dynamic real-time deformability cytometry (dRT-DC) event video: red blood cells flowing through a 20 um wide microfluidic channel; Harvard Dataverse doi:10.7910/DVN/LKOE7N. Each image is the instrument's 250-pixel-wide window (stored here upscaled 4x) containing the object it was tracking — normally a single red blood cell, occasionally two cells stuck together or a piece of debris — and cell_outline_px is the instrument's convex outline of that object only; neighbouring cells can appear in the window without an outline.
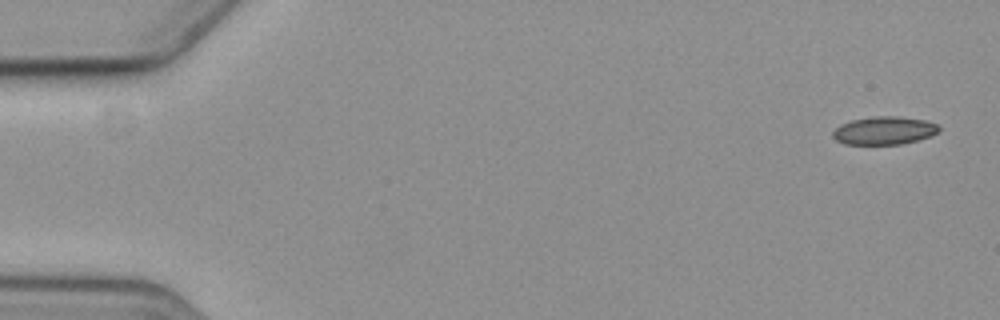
{"species": "common noctule bat (a hibernating species)", "species_latin": "Nyctalus noctula", "temperature_condition": "cold", "stored_images_in_passage": 15, "camera_frame_rate_fps": 3000, "um_per_image_px": 0.085, "animal": {"sex": "female", "body_mass_g": 19.3, "forearm_length_mm": 54.1}, "frame": {"image": 1, "passage_image": 1, "time_ms": 0.0, "image_size_px": [1000, 320], "cell_outline_px": [[940, 132], [932, 136], [900, 144], [844, 144], [836, 140], [832, 136], [832, 132], [840, 124], [852, 120], [872, 116], [896, 116], [924, 120], [936, 124], [940, 128]], "centroid_in_image_um": [75.15, 11.09], "position_along_channel_um": 9.9, "area_um2": 17.34}}
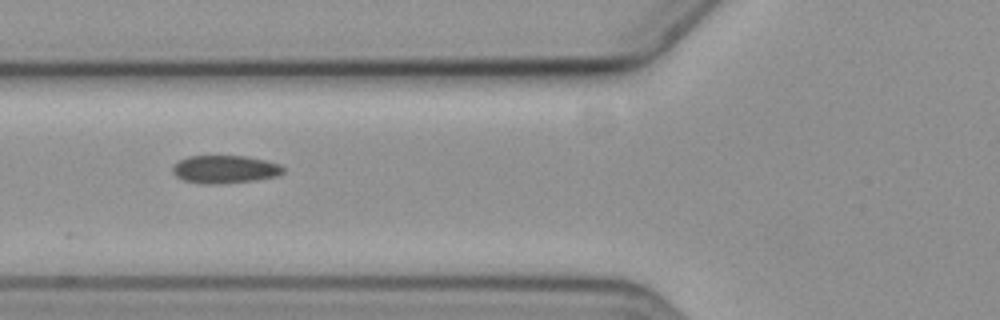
{"frame": {"image": 2, "passage_image": 6, "time_ms": 6.667, "image_size_px": [1000, 320], "cell_outline_px": [[284, 172], [276, 176], [256, 180], [216, 184], [204, 184], [184, 180], [176, 176], [172, 172], [172, 168], [180, 160], [188, 156], [244, 156], [264, 160], [280, 164], [284, 168]], "centroid_in_image_um": [19.12, 14.39], "position_along_channel_um": 106.7, "area_um2": 17.86}}
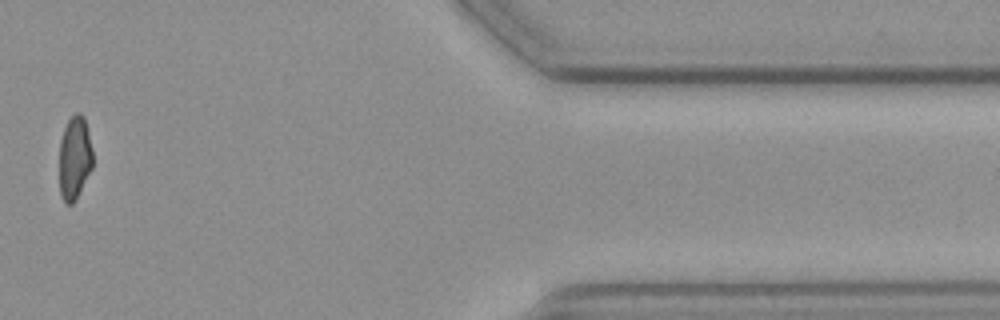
{"frame": {"image": 3, "passage_image": 13, "time_ms": 16.333, "image_size_px": [1000, 320], "cell_outline_px": [[92, 168], [76, 200], [72, 204], [64, 204], [60, 196], [60, 140], [64, 128], [68, 120], [76, 112], [80, 112], [84, 116], [92, 148]], "centroid_in_image_um": [6.34, 13.44], "position_along_channel_um": 405.1, "area_um2": 16.36}, "authors_computed_cell_mechanics": {"area_um2": 17.7446, "velocity_mm_per_s": 3.6088, "shape_relaxation_time_tau1_ms": 3.8624, "shape_relaxation_time_tau2_ms": null, "deformation_change_tau1": 0.0759, "deformation_change_tau2": null}}